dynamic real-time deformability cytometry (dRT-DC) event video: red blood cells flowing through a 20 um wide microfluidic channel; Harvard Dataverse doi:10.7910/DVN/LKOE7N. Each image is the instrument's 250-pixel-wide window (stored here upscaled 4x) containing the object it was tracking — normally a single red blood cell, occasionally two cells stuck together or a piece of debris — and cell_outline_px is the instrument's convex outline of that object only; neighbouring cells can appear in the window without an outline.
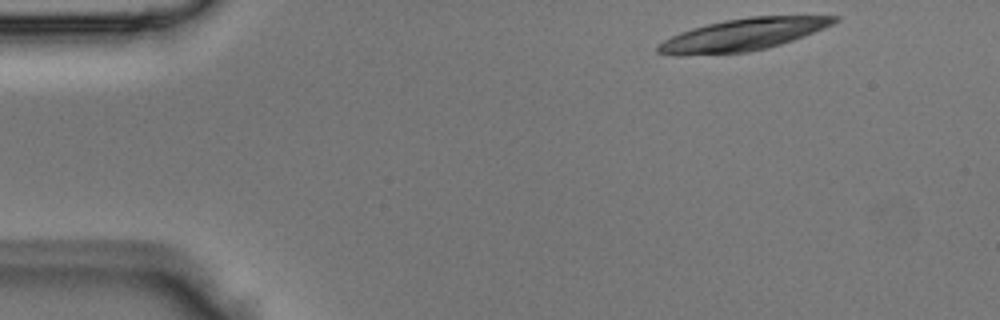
{"species": "Egyptian fruit bat (a non-hibernating species)", "species_latin": "Rousettus aegyptiacus", "temperature_condition": "room temperature", "stored_images_in_passage": 3, "camera_frame_rate_fps": 3000, "um_per_image_px": 0.085, "animal": {"sex": "male"}, "frame": {"image": 1, "passage_image": 1, "time_ms": 0.0, "image_size_px": [1000, 320], "cell_outline_px": [[840, 20], [824, 28], [804, 36], [780, 44], [748, 52], [680, 56], [676, 56], [656, 52], [656, 48], [664, 40], [680, 32], [692, 28], [724, 20], [752, 16], [840, 16]], "centroid_in_image_um": [63.13, 2.95], "position_along_channel_um": 21.9, "area_um2": 32.71}}